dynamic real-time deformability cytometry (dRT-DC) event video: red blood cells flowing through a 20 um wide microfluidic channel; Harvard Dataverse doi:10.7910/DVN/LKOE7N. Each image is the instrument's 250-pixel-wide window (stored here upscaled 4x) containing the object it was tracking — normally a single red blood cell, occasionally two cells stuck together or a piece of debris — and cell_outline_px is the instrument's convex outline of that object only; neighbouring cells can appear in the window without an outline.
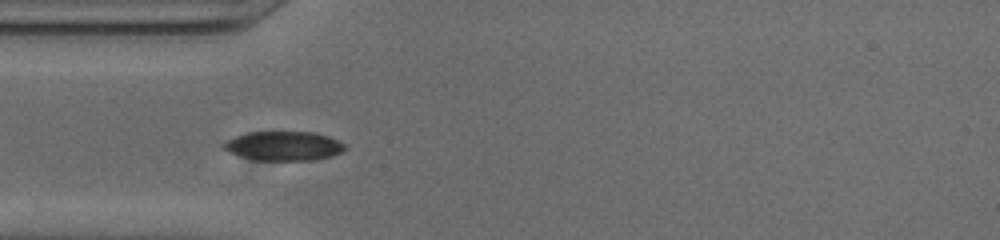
{"species": "common noctule bat (a hibernating species)", "species_latin": "Nyctalus noctula", "temperature_condition": "cold", "stored_images_in_passage": 41, "camera_frame_rate_fps": 3000, "um_per_image_px": 0.085, "animal": {"sex": "male", "body_mass_g": 20.0, "forearm_length_mm": 53.3}, "frame": {"image": 1, "passage_image": 3, "time_ms": 0.667, "image_size_px": [1000, 240], "cell_outline_px": [[344, 148], [340, 152], [332, 156], [316, 160], [256, 160], [240, 156], [228, 152], [220, 148], [220, 144], [224, 140], [232, 136], [248, 132], [312, 132], [328, 136], [344, 144]], "centroid_in_image_um": [24.0, 12.4], "position_along_channel_um": 61.0, "area_um2": 20.87}}
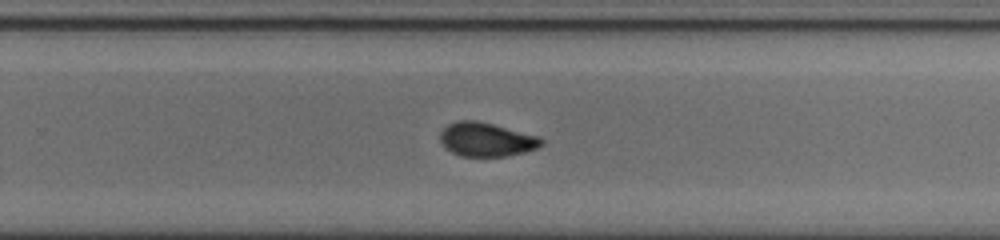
{"frame": {"image": 2, "passage_image": 21, "time_ms": 6.667, "image_size_px": [1000, 240], "cell_outline_px": [[544, 144], [536, 148], [524, 152], [504, 156], [460, 156], [444, 148], [440, 140], [440, 132], [448, 124], [456, 120], [476, 120], [540, 136], [544, 140]], "centroid_in_image_um": [41.33, 11.85], "position_along_channel_um": 288.5, "area_um2": 20.06}}
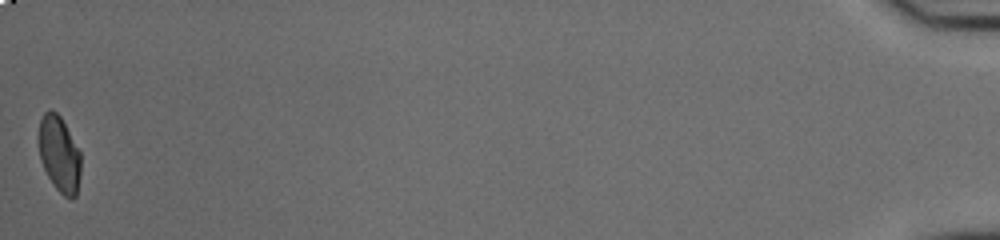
{"frame": {"image": 3, "passage_image": 41, "time_ms": 13.333, "image_size_px": [1000, 240], "cell_outline_px": [[80, 172], [76, 196], [72, 200], [64, 196], [56, 188], [48, 176], [40, 160], [36, 140], [36, 136], [40, 120], [44, 112], [52, 108], [60, 116], [80, 152]], "centroid_in_image_um": [4.99, 13.07], "position_along_channel_um": 430.2, "area_um2": 18.9}, "authors_computed_cell_mechanics": {"area_um2": 19.9988, "velocity_mm_per_s": 3.7928, "shape_relaxation_time_tau1_ms": 5.8141, "shape_relaxation_time_tau2_ms": 1.5342, "deformation_change_tau1": 0.1434, "deformation_change_tau2": 0.0562}}